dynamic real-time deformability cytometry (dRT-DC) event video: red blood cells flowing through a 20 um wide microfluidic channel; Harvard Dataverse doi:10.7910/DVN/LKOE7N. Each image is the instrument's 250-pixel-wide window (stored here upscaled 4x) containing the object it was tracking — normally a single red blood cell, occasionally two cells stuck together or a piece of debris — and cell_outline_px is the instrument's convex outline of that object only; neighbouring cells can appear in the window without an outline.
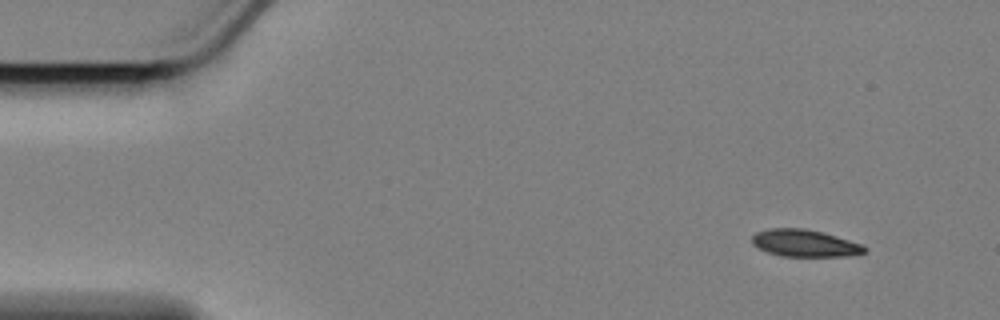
{"species": "Egyptian fruit bat (a non-hibernating species)", "species_latin": "Rousettus aegyptiacus", "temperature_condition": "cold", "stored_images_in_passage": 13, "camera_frame_rate_fps": 3000, "um_per_image_px": 0.085, "animal": {"sex": "female"}, "frame": {"image": 1, "passage_image": 1, "time_ms": 0.0, "image_size_px": [1000, 320], "cell_outline_px": [[868, 252], [848, 256], [780, 256], [768, 252], [752, 244], [752, 236], [756, 232], [768, 228], [804, 228], [820, 232], [848, 240], [860, 244], [868, 248]], "centroid_in_image_um": [68.39, 20.67], "position_along_channel_um": 16.6, "area_um2": 17.63}}
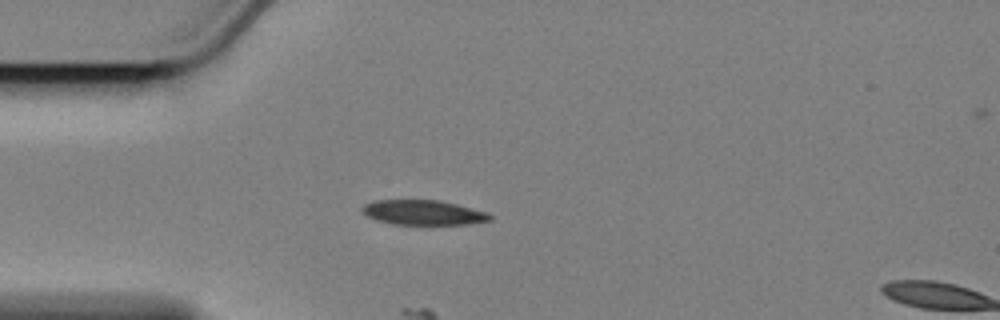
{"frame": {"image": 2, "passage_image": 11, "time_ms": 3.333, "image_size_px": [1000, 320], "cell_outline_px": [[492, 220], [468, 224], [396, 224], [376, 220], [368, 216], [360, 208], [364, 204], [372, 200], [440, 200], [488, 212], [492, 216]], "centroid_in_image_um": [35.98, 18.05], "position_along_channel_um": 49.0, "area_um2": 18.44}}